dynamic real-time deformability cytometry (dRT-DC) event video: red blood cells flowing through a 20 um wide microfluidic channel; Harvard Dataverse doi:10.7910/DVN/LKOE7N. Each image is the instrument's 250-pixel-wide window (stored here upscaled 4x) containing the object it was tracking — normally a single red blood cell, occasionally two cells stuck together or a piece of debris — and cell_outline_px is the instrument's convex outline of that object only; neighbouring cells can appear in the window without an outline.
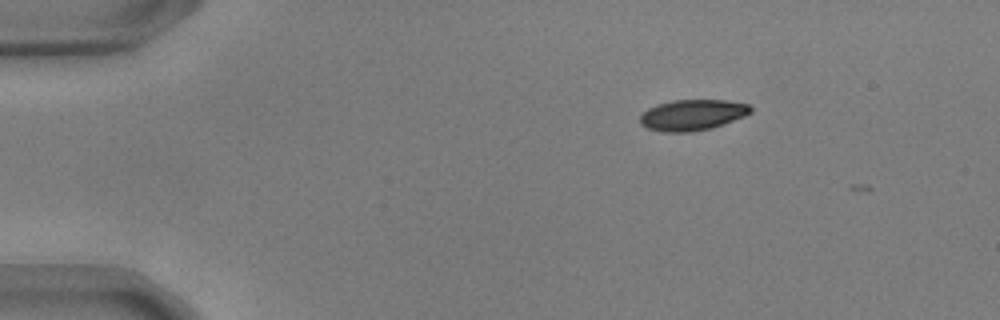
{"species": "common noctule bat (a hibernating species)", "species_latin": "Nyctalus noctula", "temperature_condition": "warm", "stored_images_in_passage": 4, "camera_frame_rate_fps": 3000, "um_per_image_px": 0.085, "animal": {"sex": "male", "body_mass_g": 17.9, "forearm_length_mm": 54.2}, "frame": {"image": 1, "passage_image": 1, "time_ms": 0.0, "image_size_px": [1000, 320], "cell_outline_px": [[752, 112], [744, 116], [724, 124], [712, 128], [692, 132], [664, 132], [648, 128], [640, 124], [640, 116], [648, 108], [656, 104], [672, 100], [724, 100], [748, 104], [752, 108]], "centroid_in_image_um": [58.85, 9.77], "position_along_channel_um": 26.2, "area_um2": 19.94}}